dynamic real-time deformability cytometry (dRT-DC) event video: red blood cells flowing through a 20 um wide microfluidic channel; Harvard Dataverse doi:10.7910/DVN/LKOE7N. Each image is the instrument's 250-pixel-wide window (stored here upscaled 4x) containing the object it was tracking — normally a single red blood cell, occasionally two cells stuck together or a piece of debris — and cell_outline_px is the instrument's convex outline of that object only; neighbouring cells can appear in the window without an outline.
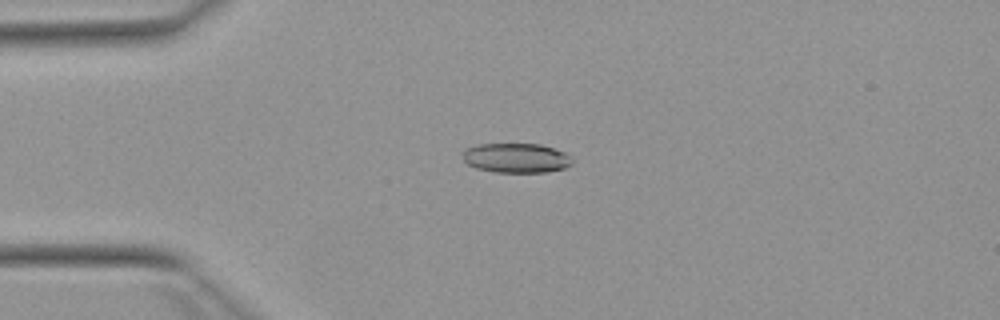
{"species": "Egyptian fruit bat (a non-hibernating species)", "species_latin": "Rousettus aegyptiacus", "temperature_condition": "warm", "stored_images_in_passage": 41, "camera_frame_rate_fps": 3000, "um_per_image_px": 0.085, "animal": {"sex": "female"}, "frame": {"image": 1, "passage_image": 2, "time_ms": 0.333, "image_size_px": [1000, 320], "cell_outline_px": [[572, 164], [564, 168], [548, 172], [496, 172], [476, 168], [468, 164], [464, 160], [460, 152], [464, 148], [480, 144], [540, 144], [564, 152], [572, 156]], "centroid_in_image_um": [43.85, 13.42], "position_along_channel_um": 41.1, "area_um2": 19.02}}
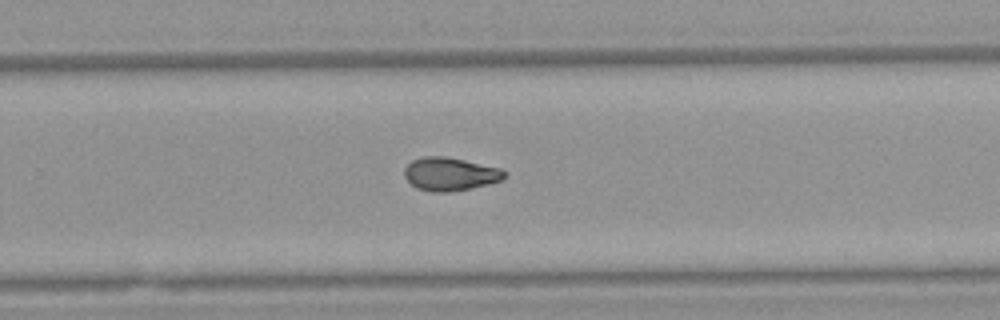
{"frame": {"image": 2, "passage_image": 23, "time_ms": 7.333, "image_size_px": [1000, 320], "cell_outline_px": [[504, 180], [472, 188], [452, 192], [432, 192], [416, 188], [404, 176], [404, 168], [412, 160], [424, 156], [448, 156], [500, 168], [504, 172]], "centroid_in_image_um": [38.24, 14.79], "position_along_channel_um": 291.6, "area_um2": 19.48}}
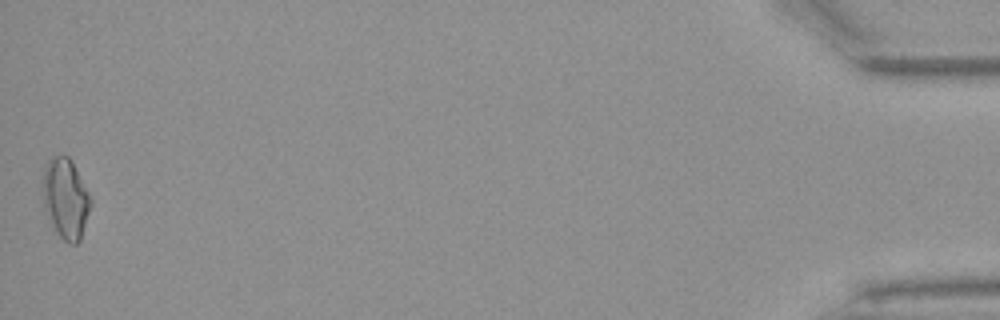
{"frame": {"image": 3, "passage_image": 41, "time_ms": 13.333, "image_size_px": [1000, 320], "cell_outline_px": [[92, 204], [80, 240], [76, 244], [68, 244], [56, 232], [52, 224], [44, 204], [44, 172], [48, 160], [52, 156], [68, 156], [72, 160], [92, 200]], "centroid_in_image_um": [5.61, 16.88], "position_along_channel_um": 429.6, "area_um2": 21.96}, "authors_computed_cell_mechanics": {"area_um2": 19.363, "velocity_mm_per_s": 3.9359, "shape_relaxation_time_tau1_ms": null, "shape_relaxation_time_tau2_ms": 3.6803, "deformation_change_tau1": null, "deformation_change_tau2": 0.0884}}